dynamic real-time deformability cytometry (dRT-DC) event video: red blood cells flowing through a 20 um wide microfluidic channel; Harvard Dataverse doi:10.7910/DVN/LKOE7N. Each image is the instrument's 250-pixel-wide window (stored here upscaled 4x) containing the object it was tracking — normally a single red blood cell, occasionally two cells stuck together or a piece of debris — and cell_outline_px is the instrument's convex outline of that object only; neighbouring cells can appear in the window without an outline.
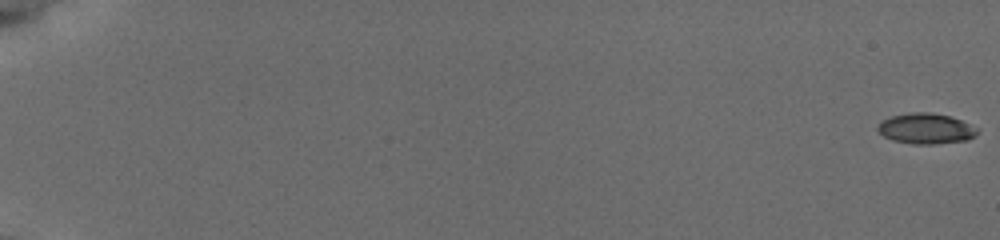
{"species": "common noctule bat (a hibernating species)", "species_latin": "Nyctalus noctula", "temperature_condition": "cold", "stored_images_in_passage": 57, "camera_frame_rate_fps": 3000, "um_per_image_px": 0.085, "animal": {"sex": "female", "body_mass_g": 19.5, "forearm_length_mm": 54.1}, "frame": {"image": 1, "passage_image": 1, "time_ms": 0.0, "image_size_px": [1000, 240], "cell_outline_px": [[980, 128], [976, 136], [968, 140], [932, 144], [912, 144], [892, 140], [884, 136], [876, 128], [884, 120], [892, 116], [912, 112], [932, 112], [948, 116], [960, 120]], "centroid_in_image_um": [78.75, 10.94], "position_along_channel_um": 6.3, "area_um2": 17.69}}
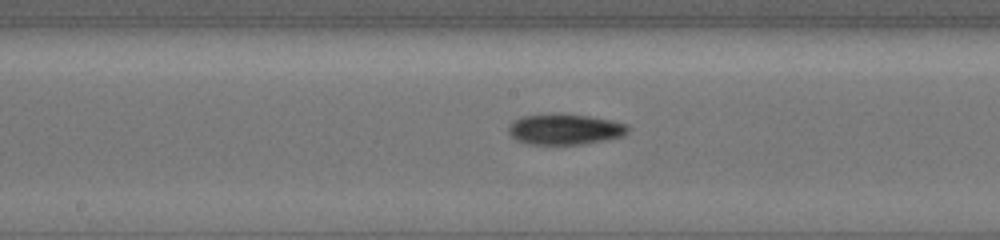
{"frame": {"image": 2, "passage_image": 33, "time_ms": 10.667, "image_size_px": [1000, 240], "cell_outline_px": [[628, 132], [624, 136], [584, 144], [528, 144], [516, 140], [508, 132], [508, 128], [512, 120], [524, 116], [552, 112], [556, 112], [588, 116], [612, 120], [628, 124]], "centroid_in_image_um": [48.0, 10.97], "position_along_channel_um": 200.2, "area_um2": 21.73}}
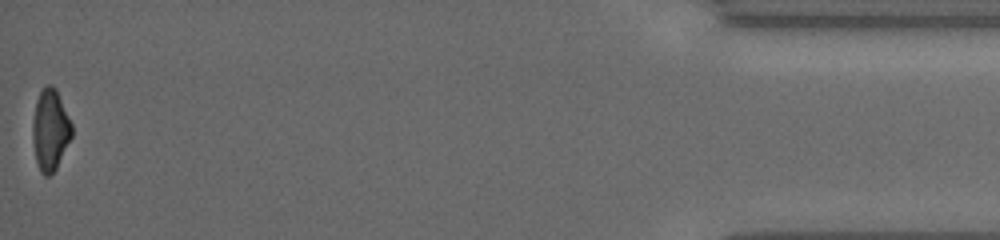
{"frame": {"image": 3, "passage_image": 57, "time_ms": 18.667, "image_size_px": [1000, 240], "cell_outline_px": [[72, 136], [56, 168], [48, 176], [44, 176], [40, 172], [36, 160], [32, 140], [32, 124], [36, 100], [44, 84], [52, 84], [56, 88], [72, 124]], "centroid_in_image_um": [4.26, 11.01], "position_along_channel_um": 430.9, "area_um2": 18.61}, "authors_computed_cell_mechanics": {"area_um2": 19.2474, "velocity_mm_per_s": 3.8498, "shape_relaxation_time_tau1_ms": 9.5859, "shape_relaxation_time_tau2_ms": null, "deformation_change_tau1": 0.2187, "deformation_change_tau2": null}}